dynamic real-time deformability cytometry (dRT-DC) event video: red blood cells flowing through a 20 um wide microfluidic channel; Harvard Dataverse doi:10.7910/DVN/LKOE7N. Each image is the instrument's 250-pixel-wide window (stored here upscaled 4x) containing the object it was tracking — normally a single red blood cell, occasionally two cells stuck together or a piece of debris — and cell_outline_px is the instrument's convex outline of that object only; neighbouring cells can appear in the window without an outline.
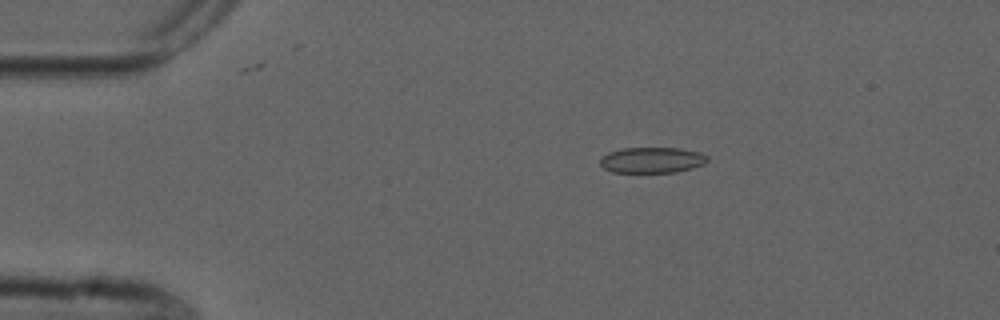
{"species": "common noctule bat (a hibernating species)", "species_latin": "Nyctalus noctula", "temperature_condition": "cold", "stored_images_in_passage": 45, "camera_frame_rate_fps": 3000, "um_per_image_px": 0.085, "animal": {"sex": "male", "forearm_length_mm": 52.5}, "frame": {"image": 1, "passage_image": 1, "time_ms": 0.0, "image_size_px": [1000, 320], "cell_outline_px": [[708, 160], [704, 164], [692, 168], [676, 172], [612, 172], [604, 168], [600, 164], [600, 160], [608, 152], [624, 148], [680, 148], [700, 152], [708, 156]], "centroid_in_image_um": [55.45, 13.6], "position_along_channel_um": 29.6, "area_um2": 16.07}}
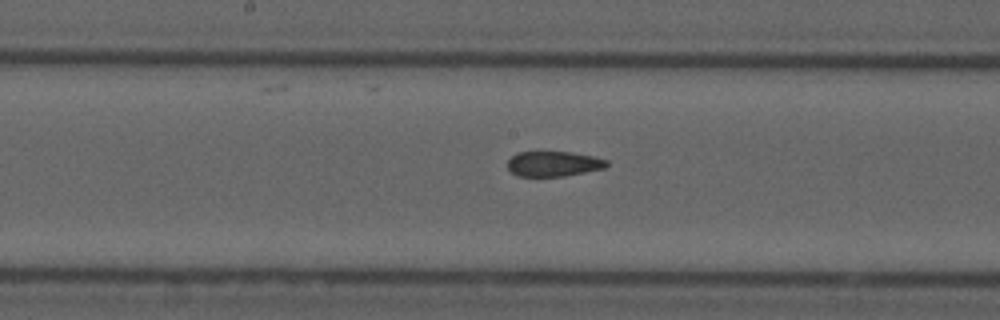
{"frame": {"image": 2, "passage_image": 19, "time_ms": 6.0, "image_size_px": [1000, 320], "cell_outline_px": [[608, 164], [604, 168], [564, 176], [516, 176], [508, 168], [508, 160], [516, 152], [572, 152], [592, 156], [608, 160]], "centroid_in_image_um": [47.03, 13.92], "position_along_channel_um": 201.2, "area_um2": 14.45}}
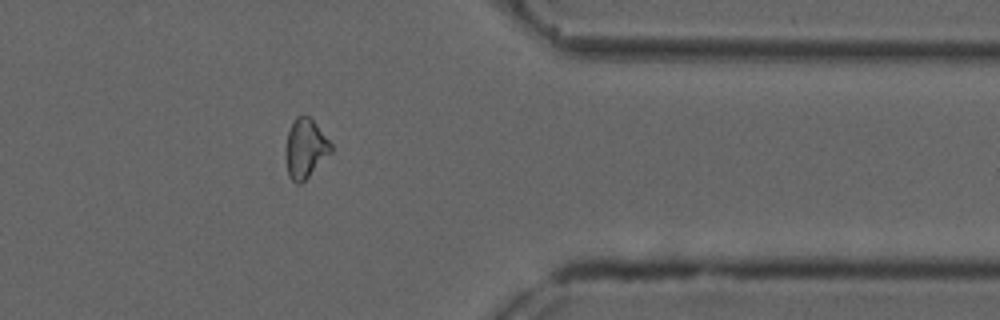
{"frame": {"image": 3, "passage_image": 35, "time_ms": 11.333, "image_size_px": [1000, 320], "cell_outline_px": [[332, 152], [300, 184], [296, 184], [288, 176], [284, 156], [284, 148], [288, 132], [296, 116], [308, 116], [312, 120], [332, 144]], "centroid_in_image_um": [25.92, 12.64], "position_along_channel_um": 385.5, "area_um2": 15.61}, "authors_computed_cell_mechanics": {"area_um2": 15.9528, "velocity_mm_per_s": 3.7439, "shape_relaxation_time_tau1_ms": null, "shape_relaxation_time_tau2_ms": 2.0365, "deformation_change_tau1": null, "deformation_change_tau2": 0.0833}}